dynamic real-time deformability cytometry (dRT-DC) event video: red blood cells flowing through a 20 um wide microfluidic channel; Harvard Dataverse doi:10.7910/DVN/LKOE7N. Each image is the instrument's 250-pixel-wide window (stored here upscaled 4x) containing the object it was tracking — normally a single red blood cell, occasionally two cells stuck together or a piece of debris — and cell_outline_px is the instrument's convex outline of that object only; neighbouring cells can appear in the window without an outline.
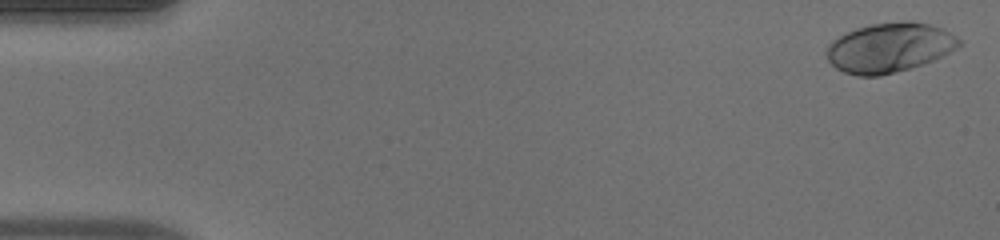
{"species": "human", "species_latin": "Homo sapiens", "temperature_condition": "warm", "stored_images_in_passage": 51, "camera_frame_rate_fps": 3000, "um_per_image_px": 0.085, "donor": {"sex": "male"}, "frame": {"image": 1, "passage_image": 1, "time_ms": 0.0, "image_size_px": [1000, 240], "cell_outline_px": [[964, 44], [932, 60], [908, 68], [880, 76], [856, 76], [844, 72], [836, 68], [828, 60], [824, 52], [828, 44], [832, 40], [856, 28], [872, 24], [904, 20], [912, 20], [944, 28], [956, 36]], "centroid_in_image_um": [75.58, 4.03], "position_along_channel_um": 9.4, "area_um2": 38.26}}
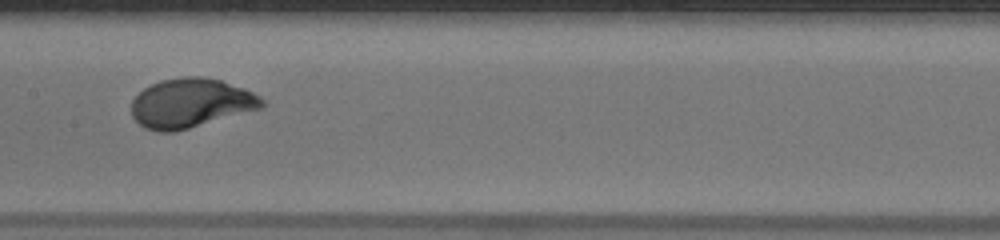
{"frame": {"image": 2, "passage_image": 26, "time_ms": 8.333, "image_size_px": [1000, 240], "cell_outline_px": [[264, 104], [260, 108], [188, 128], [172, 132], [160, 132], [144, 128], [132, 116], [132, 100], [144, 88], [160, 80], [184, 76], [200, 76], [220, 80], [244, 88], [260, 96], [264, 100]], "centroid_in_image_um": [16.19, 8.75], "position_along_channel_um": 191.2, "area_um2": 37.05}}
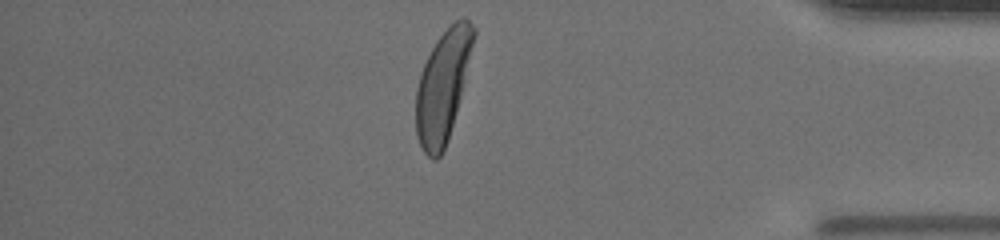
{"frame": {"image": 3, "passage_image": 44, "time_ms": 14.333, "image_size_px": [1000, 240], "cell_outline_px": [[476, 32], [456, 112], [448, 140], [444, 152], [436, 160], [432, 160], [424, 152], [420, 144], [416, 132], [416, 88], [420, 72], [436, 40], [456, 20], [464, 16], [476, 28]], "centroid_in_image_um": [37.62, 7.34], "position_along_channel_um": 397.6, "area_um2": 36.76}, "authors_computed_cell_mechanics": {"area_um2": 36.9342, "velocity_mm_per_s": 3.9662, "shape_relaxation_time_tau1_ms": 2.4686, "shape_relaxation_time_tau2_ms": null, "deformation_change_tau1": 0.1788, "deformation_change_tau2": null}}